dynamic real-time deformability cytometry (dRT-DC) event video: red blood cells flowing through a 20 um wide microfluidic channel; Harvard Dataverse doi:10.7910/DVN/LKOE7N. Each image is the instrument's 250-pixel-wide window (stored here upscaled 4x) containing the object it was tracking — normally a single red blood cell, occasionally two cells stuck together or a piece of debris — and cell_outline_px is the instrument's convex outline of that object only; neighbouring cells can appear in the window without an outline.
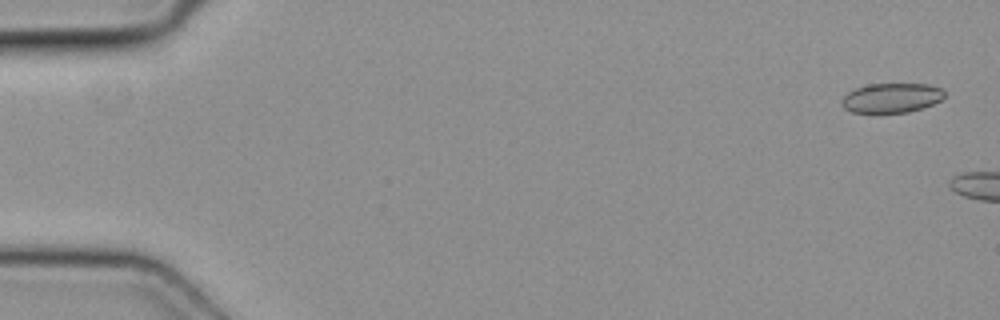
{"species": "common noctule bat (a hibernating species)", "species_latin": "Nyctalus noctula", "temperature_condition": "cold", "stored_images_in_passage": 5, "camera_frame_rate_fps": 3000, "um_per_image_px": 0.085, "animal": {"sex": "female", "body_mass_g": 19.3, "forearm_length_mm": 54.1}, "frame": {"image": 1, "passage_image": 1, "time_ms": 0.0, "image_size_px": [1000, 320], "cell_outline_px": [[944, 96], [940, 100], [932, 104], [908, 112], [852, 112], [844, 108], [840, 104], [840, 100], [848, 92], [856, 88], [868, 84], [928, 84], [940, 88], [944, 92]], "centroid_in_image_um": [75.74, 8.31], "position_along_channel_um": 9.3, "area_um2": 17.51}}